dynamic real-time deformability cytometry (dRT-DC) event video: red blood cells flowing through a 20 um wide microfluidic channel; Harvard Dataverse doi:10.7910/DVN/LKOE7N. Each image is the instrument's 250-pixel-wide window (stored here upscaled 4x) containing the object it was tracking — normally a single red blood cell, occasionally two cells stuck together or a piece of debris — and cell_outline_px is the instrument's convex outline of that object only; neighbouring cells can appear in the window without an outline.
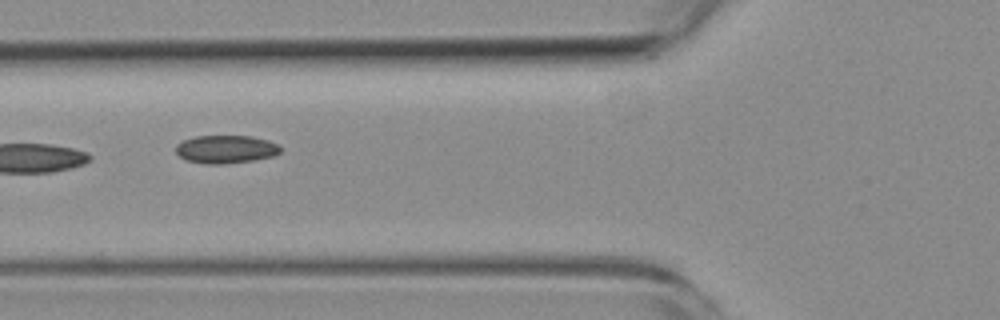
{"species": "common noctule bat (a hibernating species)", "species_latin": "Nyctalus noctula", "temperature_condition": "room temperature", "stored_images_in_passage": 5, "camera_frame_rate_fps": 3000, "um_per_image_px": 0.085, "animal": {"sex": "female", "body_mass_g": 19.3, "forearm_length_mm": 54.1}, "frame": {"image": 1, "passage_image": 3, "time_ms": 3.0, "image_size_px": [1000, 320], "cell_outline_px": [[280, 152], [272, 156], [252, 160], [224, 164], [204, 164], [184, 160], [176, 152], [176, 144], [184, 140], [196, 136], [252, 136], [268, 140], [280, 144]], "centroid_in_image_um": [19.18, 12.68], "position_along_channel_um": 106.6, "area_um2": 17.17}}
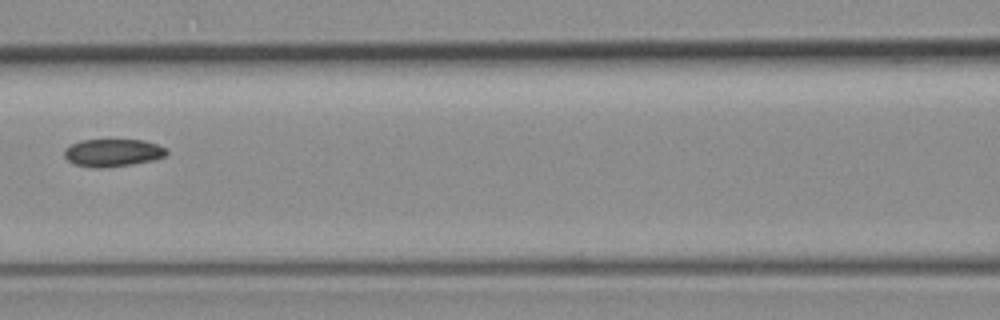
{"frame": {"image": 2, "passage_image": 4, "time_ms": 4.333, "image_size_px": [1000, 320], "cell_outline_px": [[168, 152], [164, 156], [156, 160], [132, 164], [100, 168], [96, 168], [76, 164], [68, 160], [64, 156], [64, 152], [72, 144], [80, 140], [144, 140], [168, 148]], "centroid_in_image_um": [9.64, 12.98], "position_along_channel_um": 157.0, "area_um2": 16.36}}
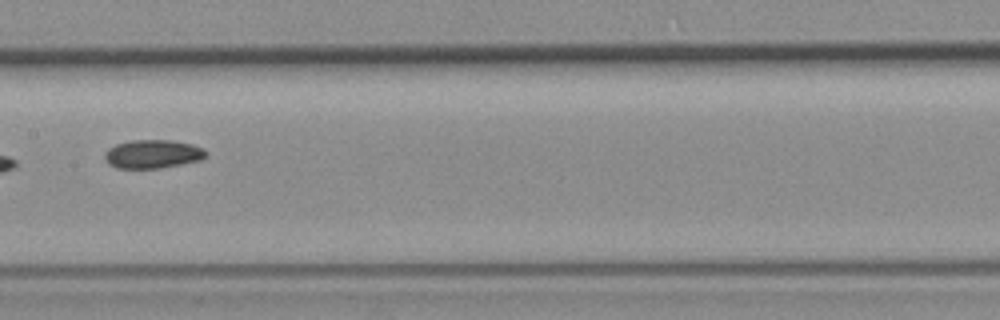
{"frame": {"image": 3, "passage_image": 5, "time_ms": 5.333, "image_size_px": [1000, 320], "cell_outline_px": [[208, 152], [200, 160], [160, 168], [116, 168], [108, 164], [104, 156], [104, 152], [108, 148], [116, 144], [132, 140], [172, 140], [192, 144], [204, 148]], "centroid_in_image_um": [12.96, 13.08], "position_along_channel_um": 194.4, "area_um2": 16.88}}